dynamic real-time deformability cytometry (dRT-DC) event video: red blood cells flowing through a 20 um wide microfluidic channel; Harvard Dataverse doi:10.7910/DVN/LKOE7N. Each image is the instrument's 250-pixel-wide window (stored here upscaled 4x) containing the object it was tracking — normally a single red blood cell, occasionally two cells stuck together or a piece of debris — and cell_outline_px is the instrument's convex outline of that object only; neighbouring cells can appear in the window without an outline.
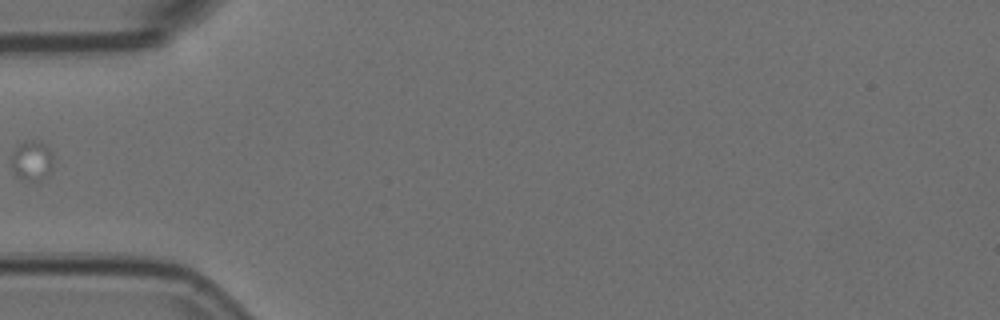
{"species": "Egyptian fruit bat (a non-hibernating species)", "species_latin": "Rousettus aegyptiacus", "temperature_condition": "room temperature", "stored_images_in_passage": 3, "camera_frame_rate_fps": 3000, "um_per_image_px": 0.085, "animal": {"sex": "female"}, "frame": {"image": 1, "passage_image": 1, "time_ms": 0.0, "image_size_px": [1000, 320], "cell_outline_px": [[52, 172], [40, 180], [24, 180], [16, 176], [12, 172], [12, 152], [16, 144], [24, 140], [40, 140], [48, 148], [52, 156]], "centroid_in_image_um": [2.68, 13.63], "position_along_channel_um": 82.3, "area_um2": 10.0}}